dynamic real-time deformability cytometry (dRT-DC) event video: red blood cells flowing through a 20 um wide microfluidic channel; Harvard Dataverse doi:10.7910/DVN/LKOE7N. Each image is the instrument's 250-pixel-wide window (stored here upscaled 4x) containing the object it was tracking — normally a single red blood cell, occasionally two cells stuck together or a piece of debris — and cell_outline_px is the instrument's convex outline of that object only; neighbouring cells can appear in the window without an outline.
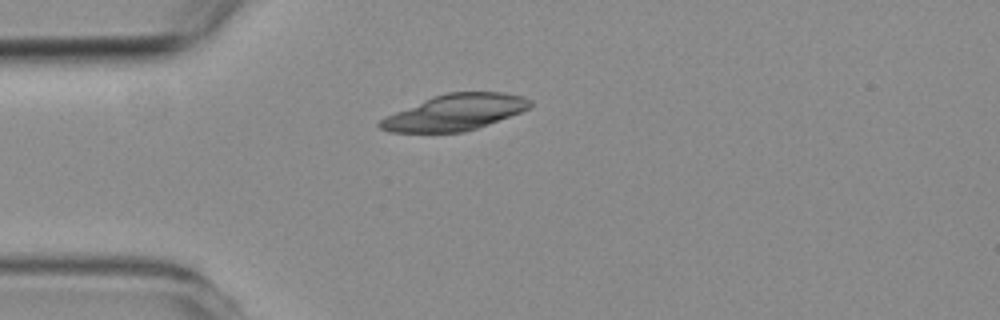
{"species": "common noctule bat (a hibernating species)", "species_latin": "Nyctalus noctula", "temperature_condition": "room temperature", "stored_images_in_passage": 3, "camera_frame_rate_fps": 3000, "um_per_image_px": 0.085, "animal": {"sex": "female", "body_mass_g": 19.3, "forearm_length_mm": 54.1}, "frame": {"image": 1, "passage_image": 1, "time_ms": 0.0, "image_size_px": [1000, 320], "cell_outline_px": [[532, 104], [528, 108], [520, 112], [488, 124], [464, 132], [388, 132], [380, 128], [376, 124], [384, 116], [436, 96], [448, 92], [500, 92], [520, 96], [532, 100]], "centroid_in_image_um": [38.64, 9.56], "position_along_channel_um": 46.4, "area_um2": 30.98}}